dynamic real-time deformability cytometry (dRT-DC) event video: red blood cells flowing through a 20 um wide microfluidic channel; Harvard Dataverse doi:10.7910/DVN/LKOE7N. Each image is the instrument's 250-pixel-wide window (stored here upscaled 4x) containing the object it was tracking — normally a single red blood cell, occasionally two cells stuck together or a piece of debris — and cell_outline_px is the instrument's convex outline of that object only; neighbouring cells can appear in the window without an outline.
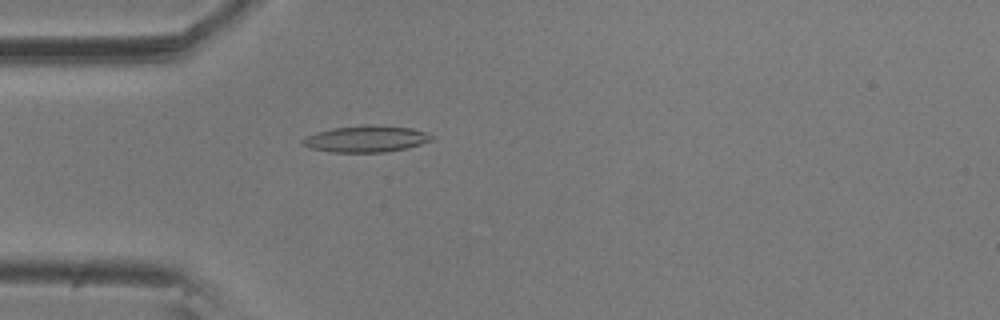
{"species": "common noctule bat (a hibernating species)", "species_latin": "Nyctalus noctula", "temperature_condition": "room temperature", "stored_images_in_passage": 35, "camera_frame_rate_fps": 3000, "um_per_image_px": 0.085, "animal": {"sex": "male", "body_mass_g": 20.5, "forearm_length_mm": 52.5}, "frame": {"image": 1, "passage_image": 4, "time_ms": 1.0, "image_size_px": [1000, 320], "cell_outline_px": [[436, 136], [432, 140], [408, 148], [384, 152], [332, 152], [308, 148], [300, 144], [300, 140], [304, 136], [316, 132], [332, 128], [364, 124], [372, 124], [412, 128]], "centroid_in_image_um": [31.07, 11.8], "position_along_channel_um": 53.9, "area_um2": 20.29}}
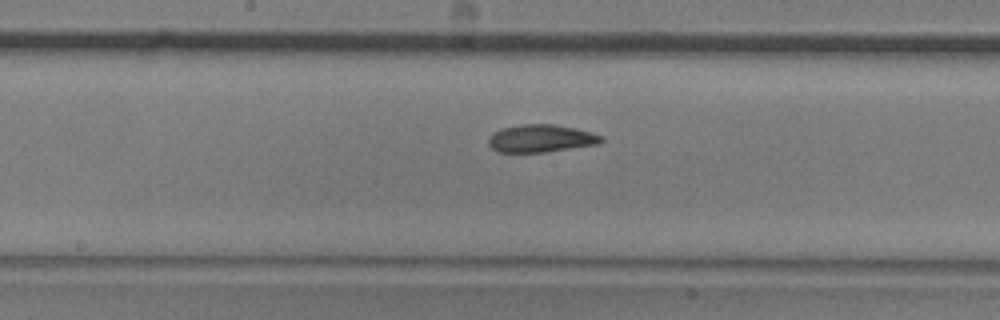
{"frame": {"image": 2, "passage_image": 17, "time_ms": 5.333, "image_size_px": [1000, 320], "cell_outline_px": [[604, 140], [600, 144], [544, 152], [496, 152], [488, 144], [488, 140], [492, 132], [500, 128], [520, 124], [552, 124], [576, 128], [592, 132], [600, 136]], "centroid_in_image_um": [45.95, 11.76], "position_along_channel_um": 202.2, "area_um2": 18.32}}
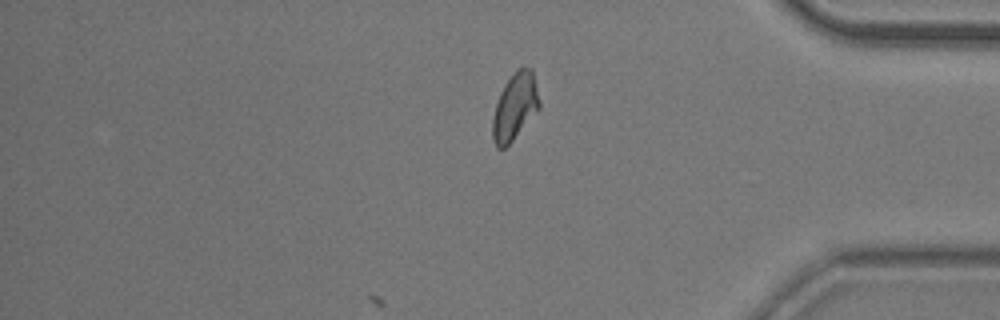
{"frame": {"image": 3, "passage_image": 35, "time_ms": 11.333, "image_size_px": [1000, 320], "cell_outline_px": [[540, 108], [512, 140], [504, 148], [496, 148], [492, 140], [492, 120], [496, 104], [500, 92], [504, 84], [516, 68], [532, 68], [540, 104]], "centroid_in_image_um": [43.75, 9.06], "position_along_channel_um": 391.5, "area_um2": 18.09}, "authors_computed_cell_mechanics": {"area_um2": 17.918, "velocity_mm_per_s": 3.5346, "shape_relaxation_time_tau1_ms": 7.9526, "shape_relaxation_time_tau2_ms": 3.7075, "deformation_change_tau1": 0.2023, "deformation_change_tau2": 0.1014}}